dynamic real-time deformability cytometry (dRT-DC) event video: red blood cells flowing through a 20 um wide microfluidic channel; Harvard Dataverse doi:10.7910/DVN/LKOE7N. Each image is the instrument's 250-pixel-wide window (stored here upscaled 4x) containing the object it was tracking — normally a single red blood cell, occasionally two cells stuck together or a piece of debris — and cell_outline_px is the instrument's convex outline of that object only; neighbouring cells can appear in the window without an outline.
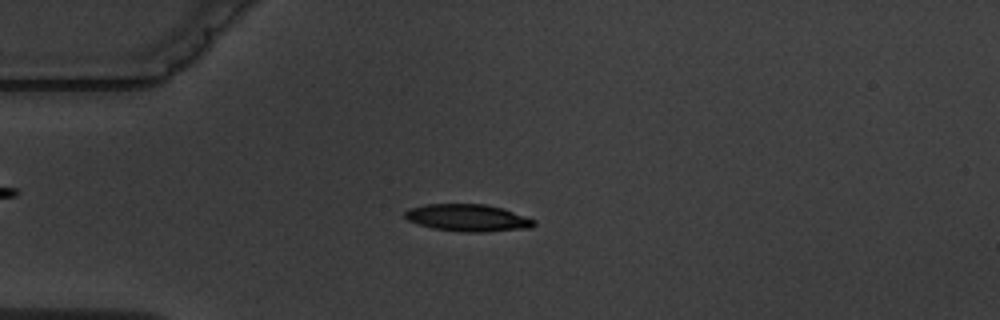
{"species": "common noctule bat (a hibernating species)", "species_latin": "Nyctalus noctula", "temperature_condition": "warm", "stored_images_in_passage": 8, "camera_frame_rate_fps": 3000, "um_per_image_px": 0.085, "animal": {"sex": "male", "body_mass_g": 19.5, "forearm_length_mm": 54.6}, "frame": {"image": 1, "passage_image": 3, "time_ms": 3.333, "image_size_px": [1000, 320], "cell_outline_px": [[536, 224], [532, 228], [484, 232], [460, 232], [432, 228], [408, 220], [404, 216], [404, 212], [408, 208], [424, 204], [484, 204], [504, 208], [536, 220]], "centroid_in_image_um": [39.79, 18.51], "position_along_channel_um": 45.2, "area_um2": 20.63}}
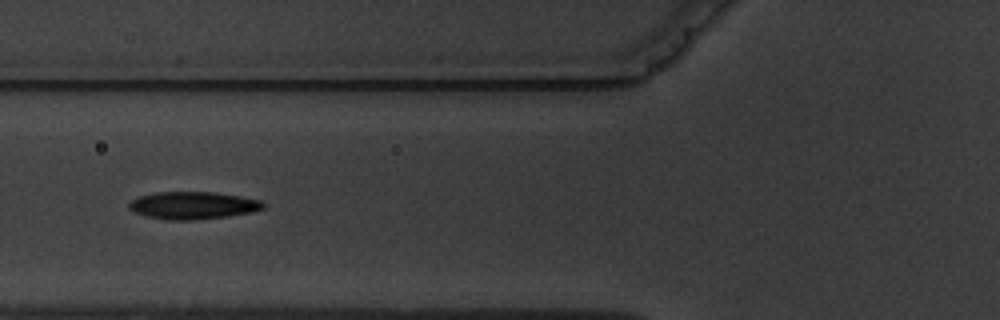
{"frame": {"image": 2, "passage_image": 5, "time_ms": 5.667, "image_size_px": [1000, 320], "cell_outline_px": [[264, 208], [252, 212], [228, 216], [192, 220], [168, 220], [148, 216], [132, 212], [128, 208], [128, 204], [132, 200], [140, 196], [156, 192], [216, 192], [240, 196], [260, 200], [264, 204]], "centroid_in_image_um": [16.39, 17.46], "position_along_channel_um": 109.4, "area_um2": 21.44}}